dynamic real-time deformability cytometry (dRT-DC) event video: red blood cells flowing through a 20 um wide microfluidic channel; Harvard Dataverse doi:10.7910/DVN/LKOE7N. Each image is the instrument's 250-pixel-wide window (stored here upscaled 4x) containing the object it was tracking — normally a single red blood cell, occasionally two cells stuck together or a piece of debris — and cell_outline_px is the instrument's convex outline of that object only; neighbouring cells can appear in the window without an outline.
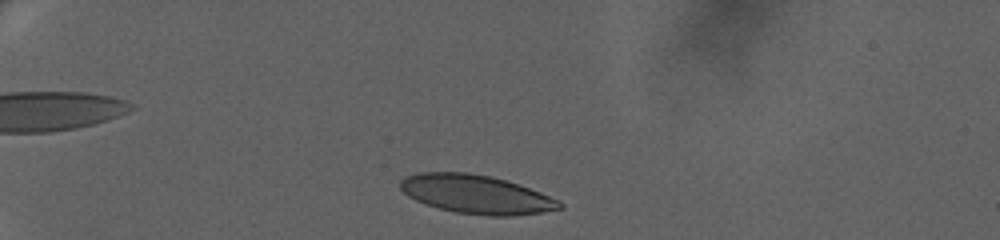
{"species": "human", "species_latin": "Homo sapiens", "temperature_condition": "warm", "stored_images_in_passage": 52, "camera_frame_rate_fps": 3000, "um_per_image_px": 0.085, "donor": {"sex": "female"}, "frame": {"image": 1, "passage_image": 4, "time_ms": 1.0, "image_size_px": [1000, 240], "cell_outline_px": [[564, 208], [540, 212], [512, 216], [488, 216], [456, 212], [440, 208], [416, 200], [408, 196], [400, 188], [400, 180], [404, 176], [420, 172], [468, 172], [492, 176], [540, 192], [560, 200], [564, 204]], "centroid_in_image_um": [40.48, 16.51], "position_along_channel_um": 44.5, "area_um2": 35.78}}
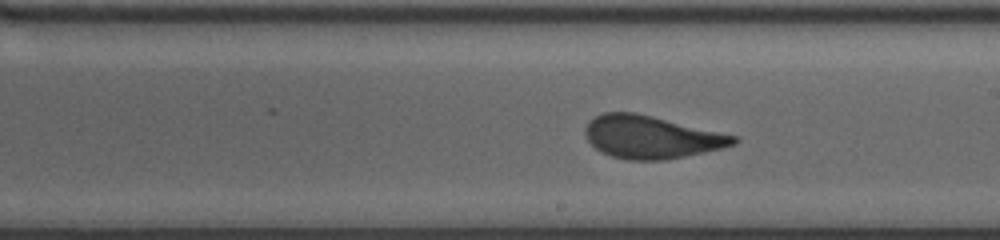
{"frame": {"image": 2, "passage_image": 28, "time_ms": 9.0, "image_size_px": [1000, 240], "cell_outline_px": [[740, 140], [736, 144], [720, 148], [684, 156], [664, 160], [628, 160], [612, 156], [600, 152], [588, 140], [584, 132], [584, 128], [596, 116], [604, 112], [636, 112], [736, 136]], "centroid_in_image_um": [55.33, 11.65], "position_along_channel_um": 233.7, "area_um2": 36.53}}
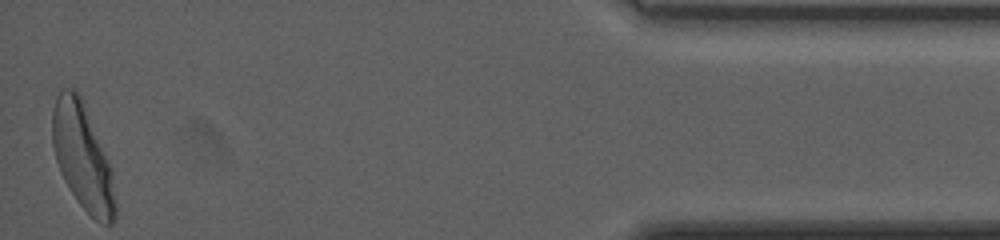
{"frame": {"image": 3, "passage_image": 52, "time_ms": 17.0, "image_size_px": [1000, 240], "cell_outline_px": [[116, 220], [112, 224], [100, 224], [80, 204], [64, 180], [60, 172], [56, 160], [52, 144], [52, 112], [56, 96], [60, 88], [72, 88], [80, 96], [112, 172], [116, 200]], "centroid_in_image_um": [7.0, 13.37], "position_along_channel_um": 428.2, "area_um2": 38.26}, "authors_computed_cell_mechanics": {"area_um2": 37.1365, "velocity_mm_per_s": 3.1963, "shape_relaxation_time_tau1_ms": 5.5238, "shape_relaxation_time_tau2_ms": 0.8501, "deformation_change_tau1": 0.1898, "deformation_change_tau2": 0.0773}}